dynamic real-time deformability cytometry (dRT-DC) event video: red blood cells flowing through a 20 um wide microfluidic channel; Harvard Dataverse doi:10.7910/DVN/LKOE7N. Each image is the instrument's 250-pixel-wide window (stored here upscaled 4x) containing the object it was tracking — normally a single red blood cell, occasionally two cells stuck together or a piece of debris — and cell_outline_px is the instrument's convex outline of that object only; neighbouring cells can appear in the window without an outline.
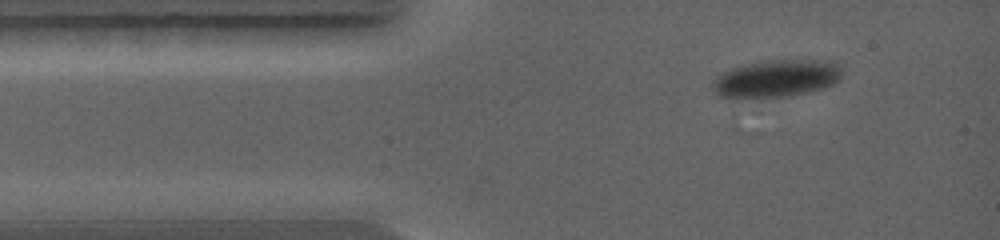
{"species": "common noctule bat (a hibernating species)", "species_latin": "Nyctalus noctula", "temperature_condition": "warm", "stored_images_in_passage": 12, "camera_frame_rate_fps": 5000, "um_per_image_px": 0.085, "animal": {"sex": "female", "body_mass_g": 19.0, "forearm_length_mm": 56.7}, "frame": {"image": 1, "passage_image": 12, "time_ms": 2.2, "image_size_px": [1000, 240], "cell_outline_px": [[840, 76], [832, 84], [824, 88], [784, 96], [720, 96], [716, 92], [712, 80], [720, 72], [732, 68], [764, 60], [824, 60], [836, 64], [840, 68]], "centroid_in_image_um": [65.98, 6.63], "position_along_channel_um": 19.0, "area_um2": 27.22}}